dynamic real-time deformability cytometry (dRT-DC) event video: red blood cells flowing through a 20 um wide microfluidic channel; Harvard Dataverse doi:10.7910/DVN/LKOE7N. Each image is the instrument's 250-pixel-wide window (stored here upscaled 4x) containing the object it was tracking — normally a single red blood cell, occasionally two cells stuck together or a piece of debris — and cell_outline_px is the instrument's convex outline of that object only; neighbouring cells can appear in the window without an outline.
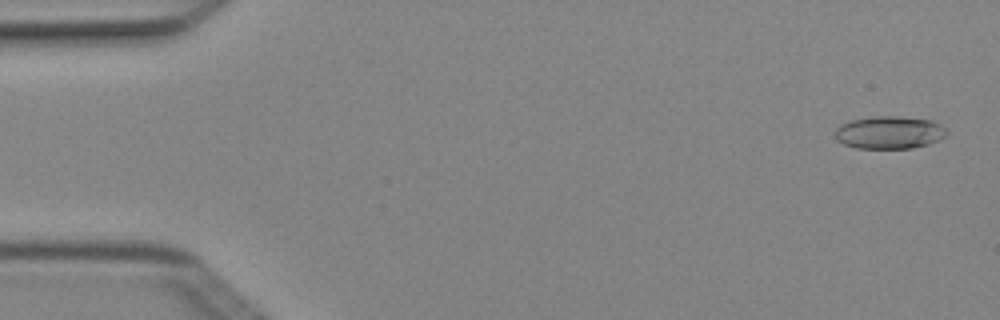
{"species": "Egyptian fruit bat (a non-hibernating species)", "species_latin": "Rousettus aegyptiacus", "temperature_condition": "cold", "stored_images_in_passage": 6, "camera_frame_rate_fps": 3000, "um_per_image_px": 0.085, "animal": {"sex": "female"}, "frame": {"image": 1, "passage_image": 1, "time_ms": 0.0, "image_size_px": [1000, 320], "cell_outline_px": [[948, 136], [940, 140], [928, 144], [912, 148], [856, 148], [844, 144], [836, 140], [836, 128], [840, 124], [852, 120], [872, 116], [900, 116], [932, 120], [940, 124], [948, 132]], "centroid_in_image_um": [75.62, 11.25], "position_along_channel_um": 9.4, "area_um2": 21.44}}
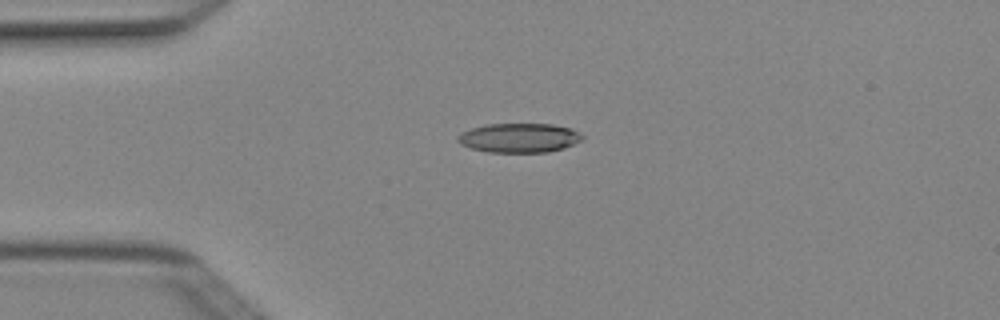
{"frame": {"image": 2, "passage_image": 4, "time_ms": 1.0, "image_size_px": [1000, 320], "cell_outline_px": [[584, 140], [564, 148], [548, 152], [488, 152], [472, 148], [460, 144], [456, 140], [460, 132], [472, 128], [488, 124], [552, 124], [572, 128], [584, 136]], "centroid_in_image_um": [44.16, 11.72], "position_along_channel_um": 40.8, "area_um2": 21.39}}
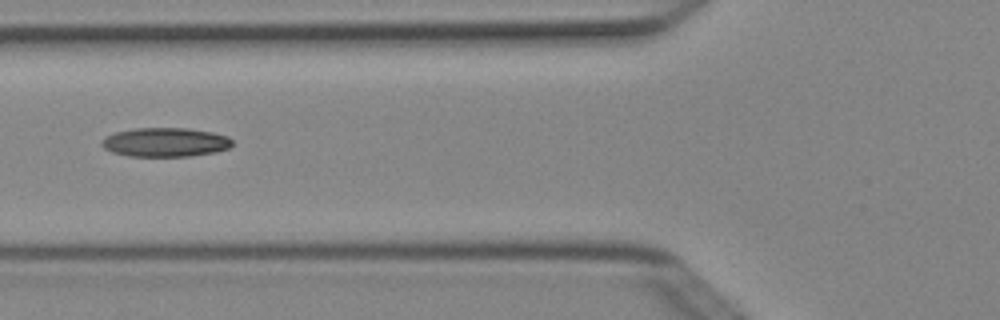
{"frame": {"image": 3, "passage_image": 6, "time_ms": 1.667, "image_size_px": [1000, 320], "cell_outline_px": [[232, 144], [228, 148], [216, 152], [188, 156], [128, 156], [112, 152], [104, 148], [100, 144], [100, 140], [104, 136], [116, 132], [136, 128], [188, 128], [212, 132], [228, 136], [232, 140]], "centroid_in_image_um": [14.02, 12.08], "position_along_channel_um": 111.8, "area_um2": 22.2}}